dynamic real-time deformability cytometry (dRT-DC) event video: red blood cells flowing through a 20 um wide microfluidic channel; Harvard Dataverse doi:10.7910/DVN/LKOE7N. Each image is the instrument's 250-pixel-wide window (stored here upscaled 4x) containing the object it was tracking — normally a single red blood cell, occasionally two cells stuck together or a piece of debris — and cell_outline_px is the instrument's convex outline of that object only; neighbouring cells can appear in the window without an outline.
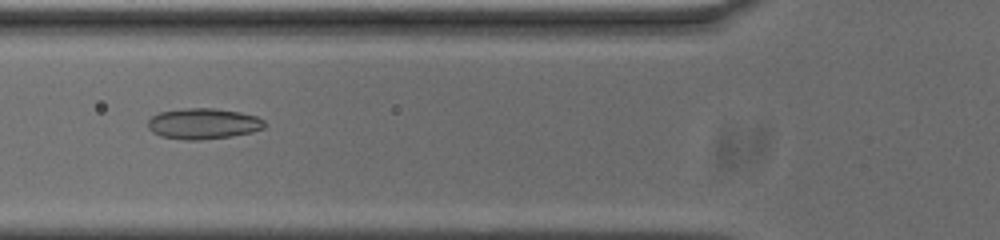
{"species": "common noctule bat (a hibernating species)", "species_latin": "Nyctalus noctula", "temperature_condition": "cold", "stored_images_in_passage": 15, "camera_frame_rate_fps": 3000, "um_per_image_px": 0.085, "animal": {"sex": "male", "body_mass_g": 20.0, "forearm_length_mm": 53.3}, "frame": {"image": 1, "passage_image": 9, "time_ms": 2.667, "image_size_px": [1000, 240], "cell_outline_px": [[264, 128], [252, 132], [232, 136], [200, 140], [188, 140], [160, 136], [152, 132], [148, 128], [148, 120], [152, 116], [160, 112], [184, 108], [212, 108], [240, 112], [256, 116], [264, 120]], "centroid_in_image_um": [17.26, 10.51], "position_along_channel_um": 108.5, "area_um2": 20.92}}
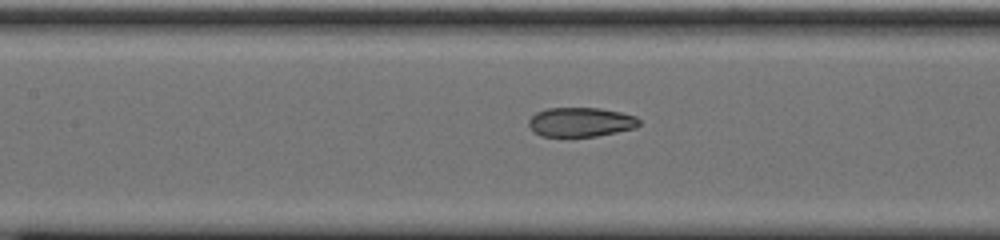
{"frame": {"image": 2, "passage_image": 13, "time_ms": 4.0, "image_size_px": [1000, 240], "cell_outline_px": [[640, 124], [636, 128], [596, 136], [540, 136], [528, 124], [528, 120], [536, 112], [548, 108], [600, 108], [620, 112], [636, 116], [640, 120]], "centroid_in_image_um": [49.38, 10.37], "position_along_channel_um": 158.0, "area_um2": 18.79}}